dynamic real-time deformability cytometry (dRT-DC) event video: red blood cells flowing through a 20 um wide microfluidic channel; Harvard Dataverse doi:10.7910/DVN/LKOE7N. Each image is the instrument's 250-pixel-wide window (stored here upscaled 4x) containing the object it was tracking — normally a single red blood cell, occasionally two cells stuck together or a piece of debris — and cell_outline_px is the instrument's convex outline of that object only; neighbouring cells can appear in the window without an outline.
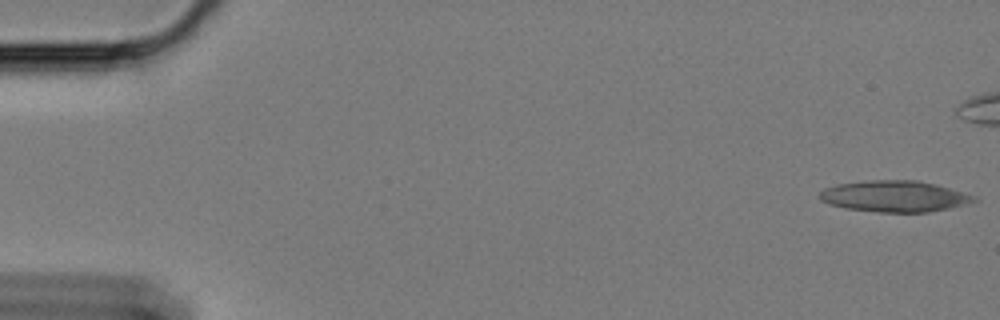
{"species": "Egyptian fruit bat (a non-hibernating species)", "species_latin": "Rousettus aegyptiacus", "temperature_condition": "cold", "stored_images_in_passage": 51, "camera_frame_rate_fps": 3000, "um_per_image_px": 0.085, "animal": {"sex": "female"}, "frame": {"image": 1, "passage_image": 1, "time_ms": 0.0, "image_size_px": [1000, 320], "cell_outline_px": [[980, 200], [948, 208], [928, 212], [880, 212], [848, 208], [828, 204], [820, 200], [816, 196], [824, 188], [836, 184], [872, 180], [916, 180], [936, 184], [976, 196]], "centroid_in_image_um": [76.01, 16.68], "position_along_channel_um": 9.0, "area_um2": 28.03}}
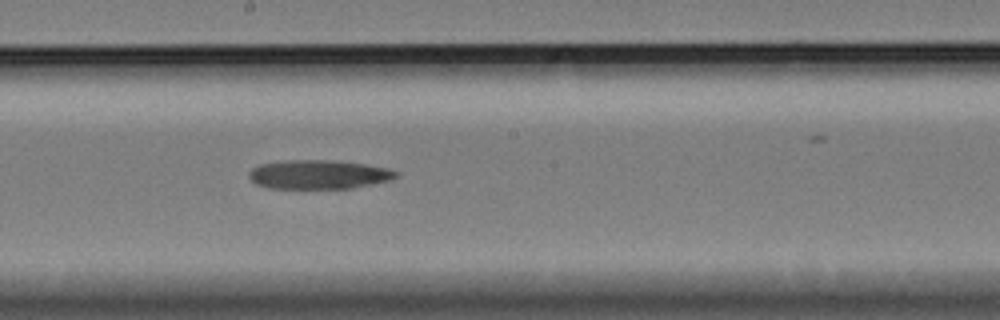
{"frame": {"image": 2, "passage_image": 32, "time_ms": 10.333, "image_size_px": [1000, 320], "cell_outline_px": [[400, 176], [392, 180], [352, 188], [268, 188], [256, 184], [248, 176], [248, 172], [252, 168], [260, 164], [284, 160], [324, 160], [364, 164], [388, 168], [400, 172]], "centroid_in_image_um": [27.1, 14.83], "position_along_channel_um": 221.1, "area_um2": 24.91}}
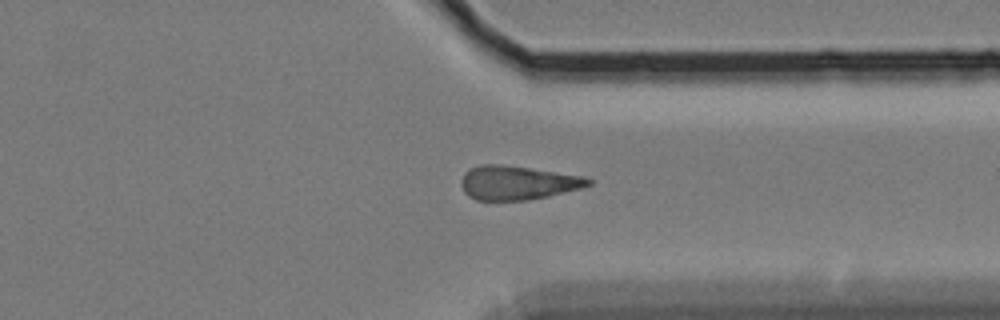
{"frame": {"image": 3, "passage_image": 45, "time_ms": 14.667, "image_size_px": [1000, 320], "cell_outline_px": [[592, 184], [580, 188], [548, 196], [528, 200], [476, 200], [468, 196], [464, 192], [460, 184], [460, 180], [464, 172], [468, 168], [480, 164], [496, 164], [528, 168], [584, 176], [592, 180]], "centroid_in_image_um": [43.93, 15.53], "position_along_channel_um": 367.5, "area_um2": 25.14}}